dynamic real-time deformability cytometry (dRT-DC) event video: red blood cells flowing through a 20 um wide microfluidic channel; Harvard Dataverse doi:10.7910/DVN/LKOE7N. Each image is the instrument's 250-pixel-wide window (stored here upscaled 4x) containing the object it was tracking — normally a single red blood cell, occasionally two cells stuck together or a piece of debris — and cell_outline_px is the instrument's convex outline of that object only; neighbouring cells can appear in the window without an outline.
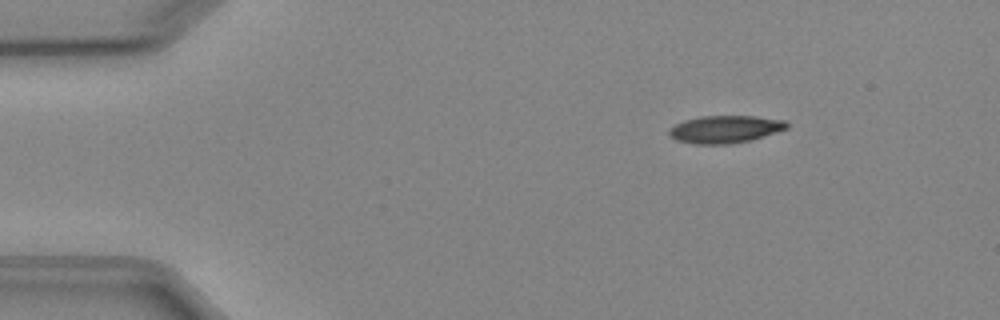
{"species": "Egyptian fruit bat (a non-hibernating species)", "species_latin": "Rousettus aegyptiacus", "temperature_condition": "cold", "stored_images_in_passage": 3, "camera_frame_rate_fps": 3000, "um_per_image_px": 0.085, "animal": {"sex": "female"}, "frame": {"image": 1, "passage_image": 1, "time_ms": 0.0, "image_size_px": [1000, 320], "cell_outline_px": [[788, 128], [748, 140], [728, 144], [696, 144], [676, 140], [668, 136], [668, 128], [684, 120], [700, 116], [756, 116], [784, 120], [788, 124]], "centroid_in_image_um": [61.57, 10.98], "position_along_channel_um": 23.4, "area_um2": 18.73}}